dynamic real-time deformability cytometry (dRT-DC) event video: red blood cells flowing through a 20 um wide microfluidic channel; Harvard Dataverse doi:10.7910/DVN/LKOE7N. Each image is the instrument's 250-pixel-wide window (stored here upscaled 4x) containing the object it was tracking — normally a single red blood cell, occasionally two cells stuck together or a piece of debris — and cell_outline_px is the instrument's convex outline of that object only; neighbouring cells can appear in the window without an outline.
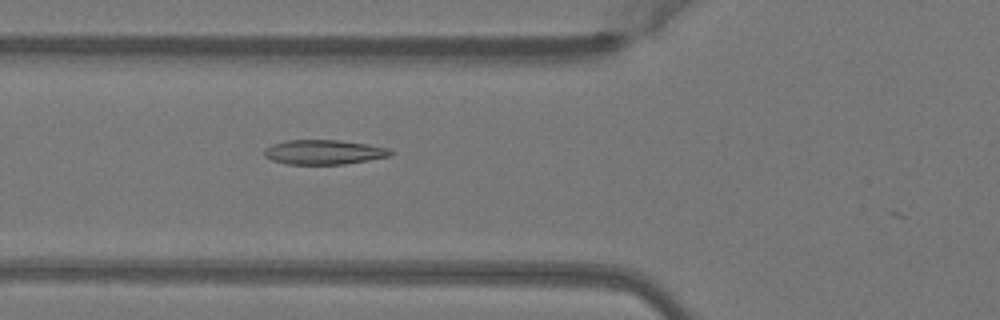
{"species": "Egyptian fruit bat (a non-hibernating species)", "species_latin": "Rousettus aegyptiacus", "temperature_condition": "warm", "stored_images_in_passage": 33, "camera_frame_rate_fps": 3000, "um_per_image_px": 0.085, "animal": {"sex": "female"}, "frame": {"image": 1, "passage_image": 5, "time_ms": 1.333, "image_size_px": [1000, 320], "cell_outline_px": [[392, 156], [344, 164], [288, 164], [272, 160], [264, 156], [264, 148], [272, 144], [288, 140], [340, 140], [368, 144], [388, 148], [392, 152]], "centroid_in_image_um": [27.52, 12.93], "position_along_channel_um": 98.3, "area_um2": 18.09}}
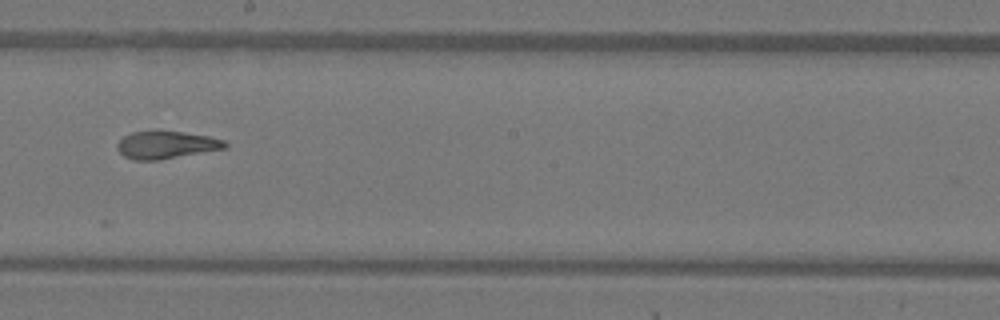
{"frame": {"image": 2, "passage_image": 15, "time_ms": 4.667, "image_size_px": [1000, 320], "cell_outline_px": [[228, 144], [224, 148], [160, 160], [132, 160], [124, 156], [116, 148], [116, 144], [124, 136], [132, 132], [156, 128], [184, 132], [208, 136], [224, 140]], "centroid_in_image_um": [14.07, 12.28], "position_along_channel_um": 234.1, "area_um2": 17.74}}
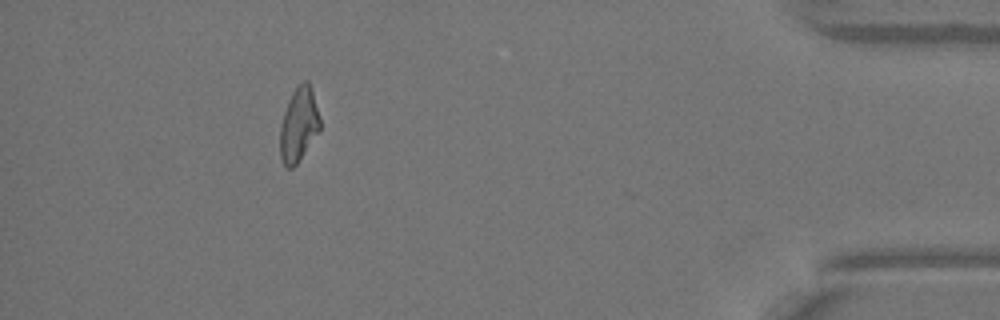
{"frame": {"image": 3, "passage_image": 32, "time_ms": 10.333, "image_size_px": [1000, 320], "cell_outline_px": [[320, 128], [296, 164], [292, 168], [288, 168], [284, 164], [280, 156], [280, 128], [284, 112], [288, 100], [292, 92], [304, 80], [308, 80], [312, 92], [320, 120]], "centroid_in_image_um": [25.37, 10.59], "position_along_channel_um": 409.8, "area_um2": 16.7}}